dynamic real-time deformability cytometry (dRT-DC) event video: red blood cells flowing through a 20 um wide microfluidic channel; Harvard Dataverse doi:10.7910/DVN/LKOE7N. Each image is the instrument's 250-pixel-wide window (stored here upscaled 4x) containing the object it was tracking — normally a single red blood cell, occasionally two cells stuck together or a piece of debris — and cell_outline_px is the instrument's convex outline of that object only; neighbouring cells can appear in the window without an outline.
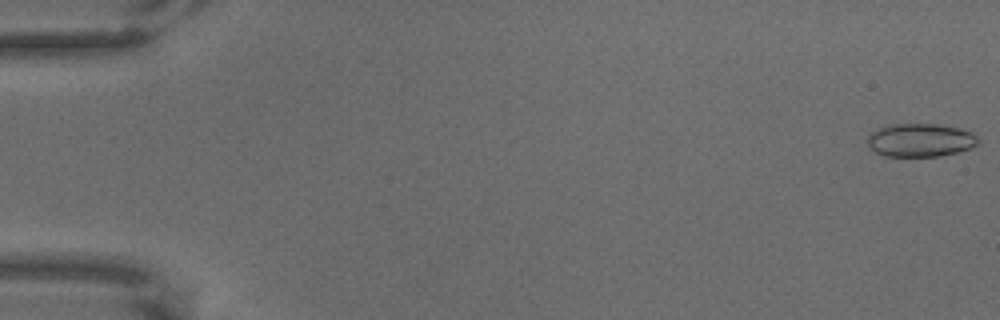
{"species": "common noctule bat (a hibernating species)", "species_latin": "Nyctalus noctula", "temperature_condition": "warm", "stored_images_in_passage": 65, "camera_frame_rate_fps": 3000, "um_per_image_px": 0.085, "animal": {"sex": "male", "body_mass_g": 18.8}, "frame": {"image": 1, "passage_image": 1, "time_ms": 0.0, "image_size_px": [1000, 320], "cell_outline_px": [[976, 144], [968, 148], [956, 152], [940, 156], [884, 156], [876, 152], [868, 144], [868, 136], [872, 132], [880, 128], [896, 124], [936, 124], [960, 128], [972, 132], [976, 136]], "centroid_in_image_um": [78.22, 11.91], "position_along_channel_um": 6.8, "area_um2": 21.04}}
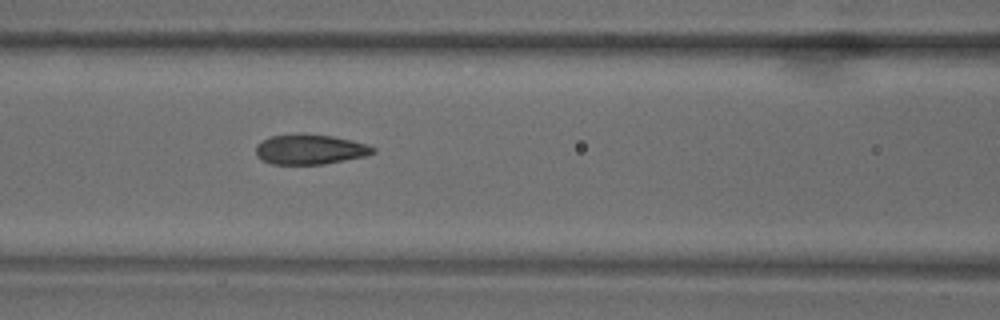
{"frame": {"image": 2, "passage_image": 29, "time_ms": 9.333, "image_size_px": [1000, 320], "cell_outline_px": [[376, 152], [364, 156], [324, 164], [272, 164], [256, 156], [256, 144], [272, 136], [300, 132], [332, 136], [352, 140], [368, 144], [376, 148]], "centroid_in_image_um": [26.36, 12.68], "position_along_channel_um": 140.2, "area_um2": 20.63}}
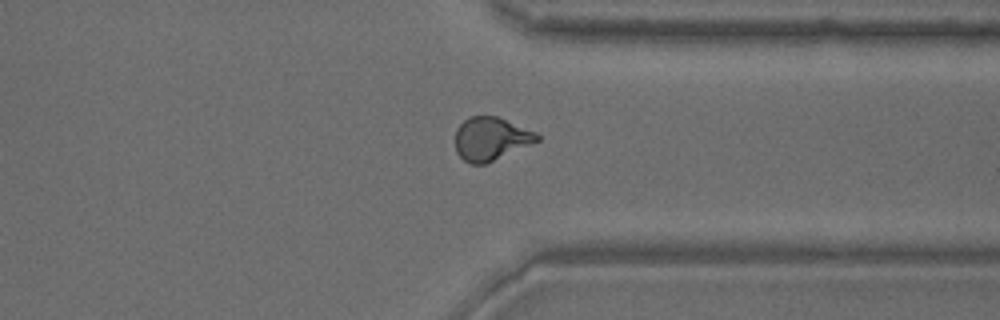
{"frame": {"image": 3, "passage_image": 51, "time_ms": 16.667, "image_size_px": [1000, 320], "cell_outline_px": [[540, 140], [484, 164], [472, 164], [464, 160], [456, 152], [456, 128], [468, 116], [496, 116], [536, 132], [540, 136]], "centroid_in_image_um": [41.7, 11.78], "position_along_channel_um": 369.7, "area_um2": 20.35}}